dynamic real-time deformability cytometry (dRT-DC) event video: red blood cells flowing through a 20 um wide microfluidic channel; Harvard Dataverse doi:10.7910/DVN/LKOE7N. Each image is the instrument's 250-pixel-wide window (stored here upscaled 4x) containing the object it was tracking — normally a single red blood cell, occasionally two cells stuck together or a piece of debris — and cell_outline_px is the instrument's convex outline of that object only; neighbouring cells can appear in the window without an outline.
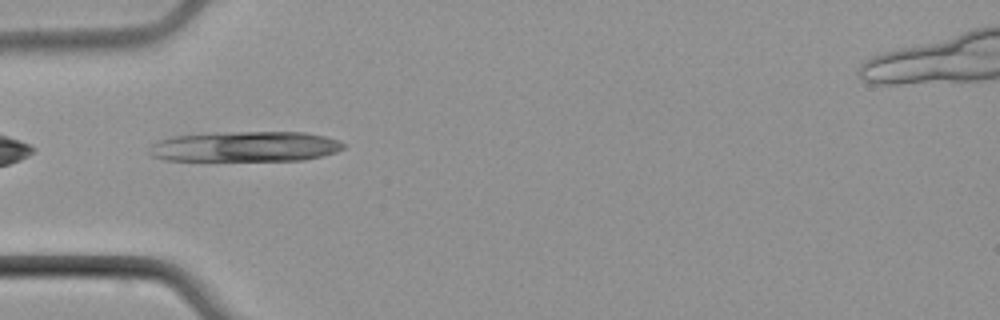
{"species": "common noctule bat (a hibernating species)", "species_latin": "Nyctalus noctula", "temperature_condition": "cold", "stored_images_in_passage": 5, "camera_frame_rate_fps": 3000, "um_per_image_px": 0.085, "animal": {"sex": "male", "body_mass_g": 21.5, "forearm_length_mm": 52.0}, "frame": {"image": 1, "passage_image": 3, "time_ms": 2.333, "image_size_px": [1000, 320], "cell_outline_px": [[344, 148], [336, 152], [304, 160], [164, 160], [152, 156], [148, 152], [152, 144], [160, 140], [172, 136], [232, 132], [304, 132], [324, 136], [340, 140], [344, 144]], "centroid_in_image_um": [20.86, 12.46], "position_along_channel_um": 64.1, "area_um2": 34.1}}
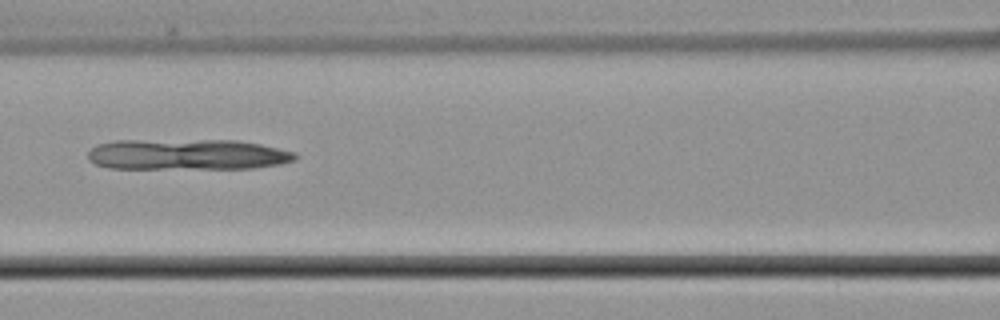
{"frame": {"image": 2, "passage_image": 5, "time_ms": 4.667, "image_size_px": [1000, 320], "cell_outline_px": [[296, 160], [280, 164], [256, 168], [108, 168], [96, 164], [88, 160], [88, 152], [96, 144], [116, 140], [236, 140], [260, 144], [296, 152]], "centroid_in_image_um": [15.92, 13.12], "position_along_channel_um": 150.7, "area_um2": 37.34}}